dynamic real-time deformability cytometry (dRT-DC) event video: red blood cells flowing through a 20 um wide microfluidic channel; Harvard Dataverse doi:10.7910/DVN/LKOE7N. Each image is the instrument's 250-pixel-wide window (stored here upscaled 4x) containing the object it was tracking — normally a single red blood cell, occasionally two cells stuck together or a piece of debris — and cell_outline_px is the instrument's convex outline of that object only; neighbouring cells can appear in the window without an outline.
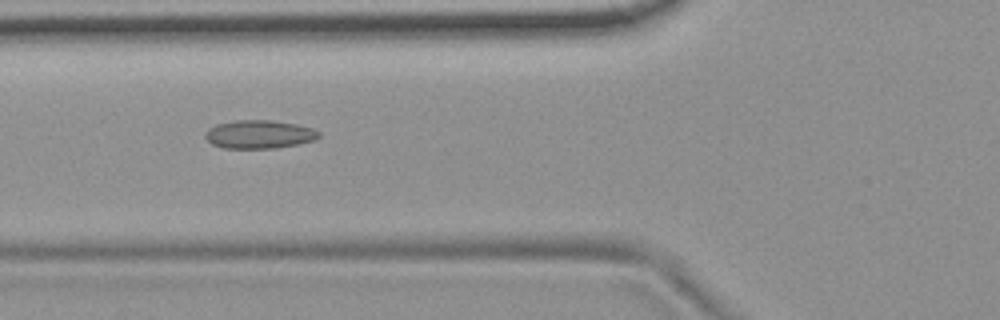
{"species": "common noctule bat (a hibernating species)", "species_latin": "Nyctalus noctula", "temperature_condition": "room temperature", "stored_images_in_passage": 12, "camera_frame_rate_fps": 3000, "um_per_image_px": 0.085, "animal": {"sex": "female", "body_mass_g": 19.9}, "frame": {"image": 1, "passage_image": 3, "time_ms": 2.333, "image_size_px": [1000, 320], "cell_outline_px": [[320, 136], [316, 140], [296, 144], [272, 148], [224, 148], [212, 144], [204, 136], [208, 128], [216, 124], [236, 120], [272, 120], [296, 124], [312, 128], [320, 132]], "centroid_in_image_um": [22.03, 11.41], "position_along_channel_um": 103.8, "area_um2": 18.73}}
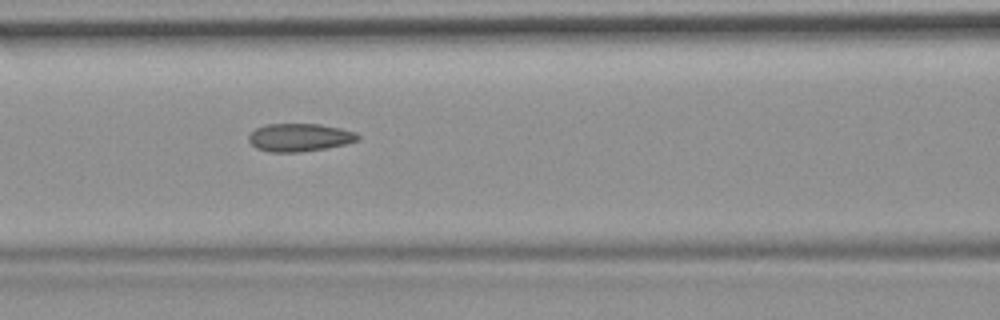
{"frame": {"image": 2, "passage_image": 4, "time_ms": 3.333, "image_size_px": [1000, 320], "cell_outline_px": [[360, 140], [328, 148], [300, 152], [272, 152], [256, 148], [248, 140], [248, 136], [256, 128], [268, 124], [320, 124], [340, 128], [356, 132], [360, 136]], "centroid_in_image_um": [25.49, 11.68], "position_along_channel_um": 141.1, "area_um2": 17.8}}
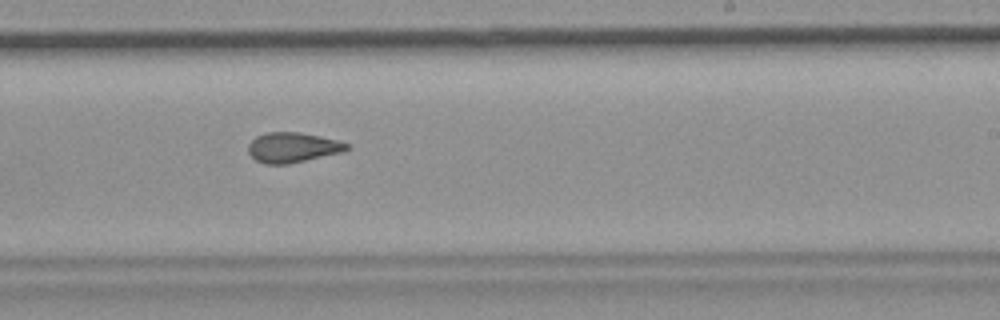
{"frame": {"image": 3, "passage_image": 7, "time_ms": 6.667, "image_size_px": [1000, 320], "cell_outline_px": [[352, 148], [340, 152], [288, 164], [264, 164], [256, 160], [248, 152], [248, 144], [256, 136], [268, 132], [296, 132], [320, 136], [336, 140], [348, 144]], "centroid_in_image_um": [24.84, 12.53], "position_along_channel_um": 264.2, "area_um2": 17.05}}